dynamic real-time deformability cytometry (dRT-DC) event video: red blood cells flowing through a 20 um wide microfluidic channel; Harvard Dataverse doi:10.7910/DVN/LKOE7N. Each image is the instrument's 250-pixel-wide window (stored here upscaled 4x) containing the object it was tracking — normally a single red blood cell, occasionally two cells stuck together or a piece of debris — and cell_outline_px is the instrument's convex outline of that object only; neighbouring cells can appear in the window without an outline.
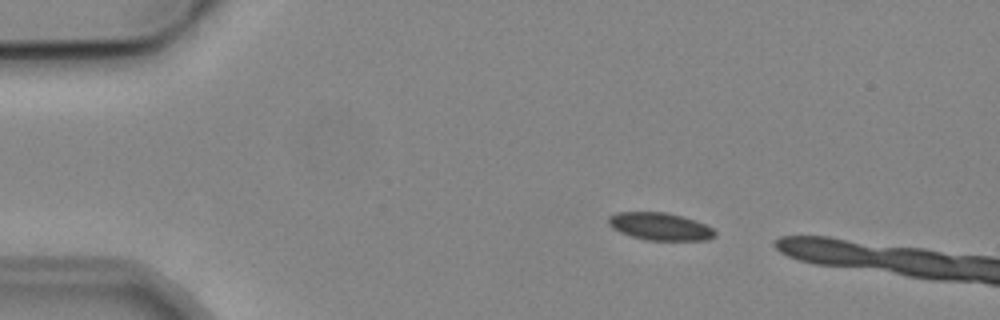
{"species": "common noctule bat (a hibernating species)", "species_latin": "Nyctalus noctula", "temperature_condition": "cold", "stored_images_in_passage": 4, "camera_frame_rate_fps": 3000, "um_per_image_px": 0.085, "animal": {"sex": "male", "body_mass_g": 19.2, "forearm_length_mm": 51.8}, "frame": {"image": 1, "passage_image": 2, "time_ms": 2.0, "image_size_px": [1000, 320], "cell_outline_px": [[716, 236], [708, 240], [648, 240], [632, 236], [620, 232], [612, 228], [608, 224], [608, 216], [616, 212], [664, 212], [680, 216], [704, 224], [712, 228], [716, 232]], "centroid_in_image_um": [56.07, 19.25], "position_along_channel_um": 28.9, "area_um2": 16.94}}